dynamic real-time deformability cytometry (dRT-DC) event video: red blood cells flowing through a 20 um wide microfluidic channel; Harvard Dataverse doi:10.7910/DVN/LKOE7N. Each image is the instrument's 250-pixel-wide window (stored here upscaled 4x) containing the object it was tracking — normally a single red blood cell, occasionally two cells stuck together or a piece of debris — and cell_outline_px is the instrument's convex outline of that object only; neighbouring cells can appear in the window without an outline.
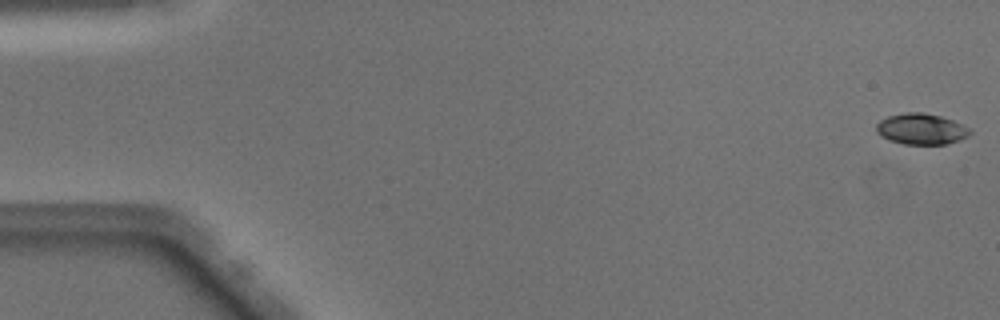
{"species": "Egyptian fruit bat (a non-hibernating species)", "species_latin": "Rousettus aegyptiacus", "temperature_condition": "warm", "stored_images_in_passage": 51, "camera_frame_rate_fps": 3000, "um_per_image_px": 0.085, "animal": {"sex": "male"}, "frame": {"image": 1, "passage_image": 1, "time_ms": 0.0, "image_size_px": [1000, 320], "cell_outline_px": [[972, 132], [968, 136], [944, 144], [904, 144], [888, 140], [880, 136], [876, 132], [876, 124], [880, 120], [888, 116], [908, 112], [920, 112], [940, 116], [952, 120], [972, 128]], "centroid_in_image_um": [78.29, 10.96], "position_along_channel_um": 6.7, "area_um2": 16.88}}
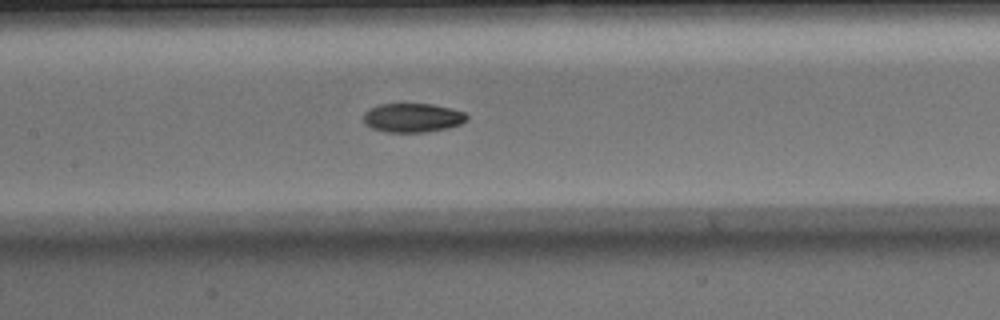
{"frame": {"image": 2, "passage_image": 24, "time_ms": 7.667, "image_size_px": [1000, 320], "cell_outline_px": [[468, 120], [460, 124], [448, 128], [428, 132], [384, 132], [372, 128], [364, 124], [364, 112], [368, 108], [380, 104], [432, 104], [452, 108], [464, 112], [468, 116]], "centroid_in_image_um": [35.07, 10.01], "position_along_channel_um": 172.3, "area_um2": 17.69}}
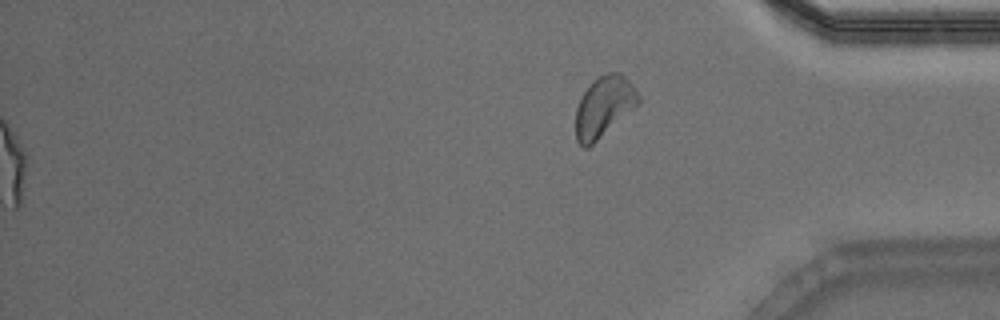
{"frame": {"image": 3, "passage_image": 51, "time_ms": 16.667, "image_size_px": [1000, 320], "cell_outline_px": [[640, 104], [588, 148], [584, 148], [576, 140], [576, 108], [580, 96], [592, 80], [608, 72], [620, 72], [636, 88], [640, 100]], "centroid_in_image_um": [51.33, 9.06], "position_along_channel_um": 383.9, "area_um2": 22.37}, "authors_computed_cell_mechanics": {"area_um2": 17.918, "velocity_mm_per_s": 4.082, "shape_relaxation_time_tau1_ms": 6.8143, "shape_relaxation_time_tau2_ms": 3.1097, "deformation_change_tau1": 0.219, "deformation_change_tau2": 0.0676}}